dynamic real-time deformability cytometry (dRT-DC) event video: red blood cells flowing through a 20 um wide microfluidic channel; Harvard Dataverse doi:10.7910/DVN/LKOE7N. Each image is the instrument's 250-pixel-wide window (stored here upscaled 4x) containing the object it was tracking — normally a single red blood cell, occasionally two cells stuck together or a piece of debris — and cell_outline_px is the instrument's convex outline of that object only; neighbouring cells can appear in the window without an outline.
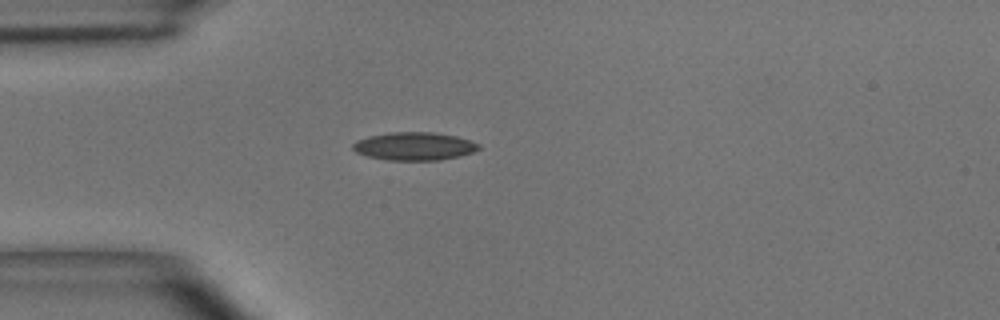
{"species": "common noctule bat (a hibernating species)", "species_latin": "Nyctalus noctula", "temperature_condition": "room temperature", "stored_images_in_passage": 37, "camera_frame_rate_fps": 3000, "um_per_image_px": 0.085, "animal": {"sex": "male", "body_mass_g": 15.6}, "frame": {"image": 1, "passage_image": 1, "time_ms": 0.0, "image_size_px": [1000, 320], "cell_outline_px": [[480, 148], [472, 152], [460, 156], [440, 160], [388, 160], [368, 156], [356, 152], [352, 148], [352, 144], [356, 140], [368, 136], [388, 132], [436, 132], [456, 136], [480, 144]], "centroid_in_image_um": [35.2, 12.42], "position_along_channel_um": 49.8, "area_um2": 20.63}}
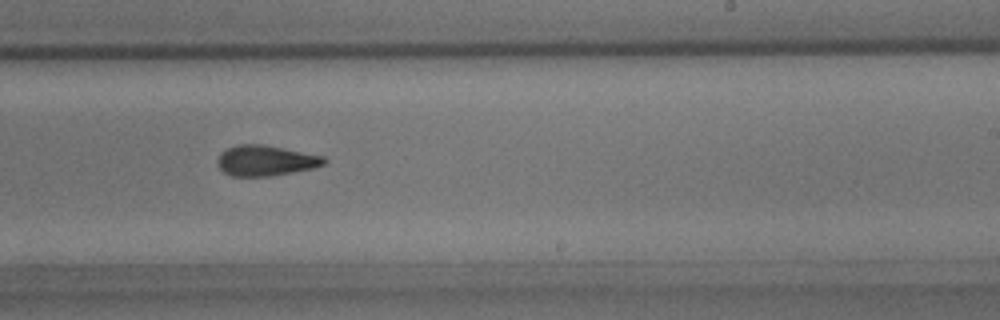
{"frame": {"image": 2, "passage_image": 18, "time_ms": 5.667, "image_size_px": [1000, 320], "cell_outline_px": [[328, 160], [324, 164], [312, 168], [272, 176], [232, 176], [224, 172], [216, 164], [216, 160], [220, 152], [228, 148], [240, 144], [260, 144], [324, 156]], "centroid_in_image_um": [22.54, 13.65], "position_along_channel_um": 266.5, "area_um2": 18.84}}
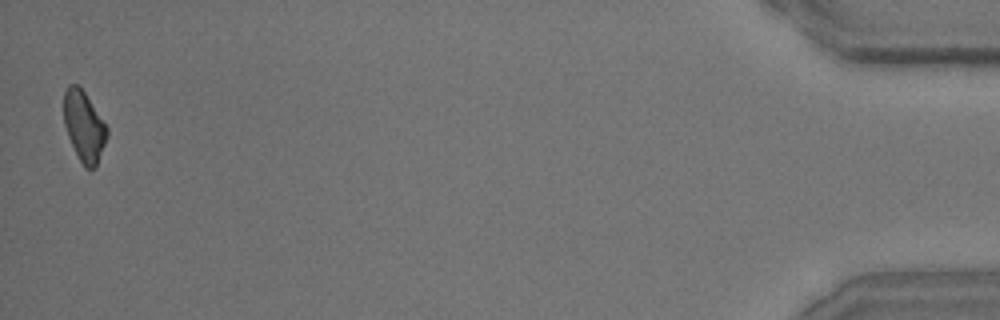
{"frame": {"image": 3, "passage_image": 37, "time_ms": 12.0, "image_size_px": [1000, 320], "cell_outline_px": [[108, 136], [96, 168], [84, 168], [68, 136], [64, 124], [64, 92], [68, 84], [80, 84], [108, 128]], "centroid_in_image_um": [7.15, 10.71], "position_along_channel_um": 428.0, "area_um2": 17.8}, "authors_computed_cell_mechanics": {"area_um2": 18.9006, "velocity_mm_per_s": 3.9806, "shape_relaxation_time_tau1_ms": 5.4313, "shape_relaxation_time_tau2_ms": 2.3775, "deformation_change_tau1": 0.1563, "deformation_change_tau2": 0.1074}}